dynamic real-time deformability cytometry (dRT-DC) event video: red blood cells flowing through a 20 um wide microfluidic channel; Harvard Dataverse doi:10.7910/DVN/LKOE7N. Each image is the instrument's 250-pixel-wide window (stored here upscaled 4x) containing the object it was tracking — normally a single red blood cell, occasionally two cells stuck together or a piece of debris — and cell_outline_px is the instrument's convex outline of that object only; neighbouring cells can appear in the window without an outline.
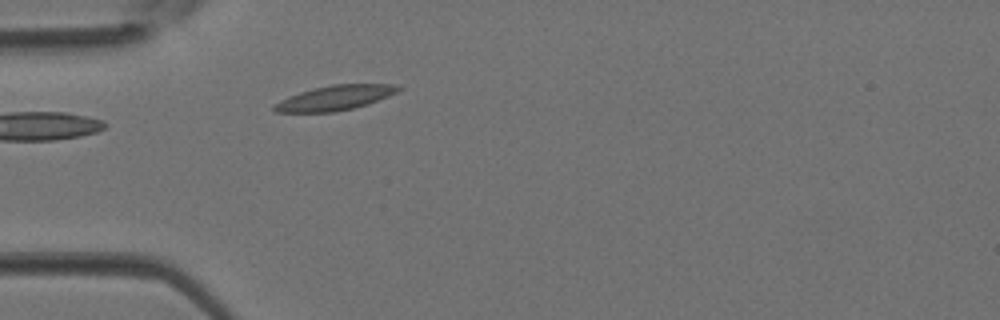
{"species": "Egyptian fruit bat (a non-hibernating species)", "species_latin": "Rousettus aegyptiacus", "temperature_condition": "room temperature", "stored_images_in_passage": 1, "camera_frame_rate_fps": 3000, "um_per_image_px": 0.085, "animal": {"sex": "female"}, "frame": {"image": 1, "passage_image": 1, "time_ms": 0.0, "image_size_px": [1000, 320], "cell_outline_px": [[400, 88], [396, 92], [388, 96], [368, 104], [352, 108], [332, 112], [276, 112], [272, 108], [280, 100], [288, 96], [312, 88], [332, 84], [396, 84]], "centroid_in_image_um": [28.45, 8.31], "position_along_channel_um": 56.6, "area_um2": 17.74}}